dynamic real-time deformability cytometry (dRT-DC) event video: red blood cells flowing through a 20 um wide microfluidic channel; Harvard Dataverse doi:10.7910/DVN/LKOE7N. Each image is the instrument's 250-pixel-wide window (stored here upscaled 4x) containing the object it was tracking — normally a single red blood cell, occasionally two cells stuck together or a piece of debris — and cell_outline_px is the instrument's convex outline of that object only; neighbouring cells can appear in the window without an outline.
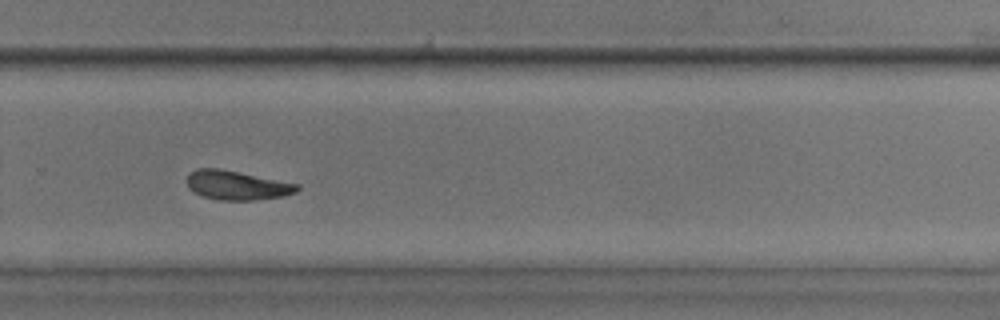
{"species": "common noctule bat (a hibernating species)", "species_latin": "Nyctalus noctula", "temperature_condition": "room temperature", "stored_images_in_passage": 27, "camera_frame_rate_fps": 3000, "um_per_image_px": 0.085, "animal": {"sex": "male", "body_mass_g": 17.9, "forearm_length_mm": 54.2}, "frame": {"image": 1, "passage_image": 22, "time_ms": 7.0, "image_size_px": [1000, 320], "cell_outline_px": [[300, 188], [296, 192], [284, 196], [252, 200], [220, 200], [204, 196], [188, 188], [188, 172], [196, 168], [220, 168], [300, 184]], "centroid_in_image_um": [20.15, 15.73], "position_along_channel_um": 309.6, "area_um2": 18.73}, "authors_computed_cell_mechanics": {"area_um2": 19.4208, "velocity_mm_per_s": 3.8971, "shape_relaxation_time_tau1_ms": 5.0228, "shape_relaxation_time_tau2_ms": 4.3323, "deformation_change_tau1": 0.1236, "deformation_change_tau2": 0.1208}}